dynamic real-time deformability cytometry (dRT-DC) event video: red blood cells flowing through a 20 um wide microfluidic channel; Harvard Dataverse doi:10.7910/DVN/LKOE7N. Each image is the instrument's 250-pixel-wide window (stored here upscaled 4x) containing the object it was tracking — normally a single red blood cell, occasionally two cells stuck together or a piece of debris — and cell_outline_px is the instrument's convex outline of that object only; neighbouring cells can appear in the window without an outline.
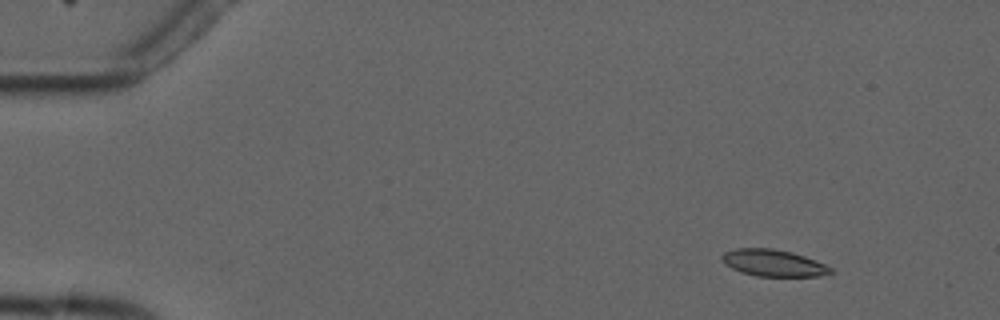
{"species": "common noctule bat (a hibernating species)", "species_latin": "Nyctalus noctula", "temperature_condition": "cold", "stored_images_in_passage": 6, "camera_frame_rate_fps": 3000, "um_per_image_px": 0.085, "animal": {"sex": "male", "forearm_length_mm": 52.5}, "frame": {"image": 1, "passage_image": 2, "time_ms": 1.0, "image_size_px": [1000, 320], "cell_outline_px": [[836, 272], [820, 276], [756, 276], [740, 272], [724, 264], [720, 260], [720, 256], [724, 252], [736, 248], [772, 248], [792, 252], [816, 260], [832, 268]], "centroid_in_image_um": [65.72, 22.35], "position_along_channel_um": 19.3, "area_um2": 17.17}}
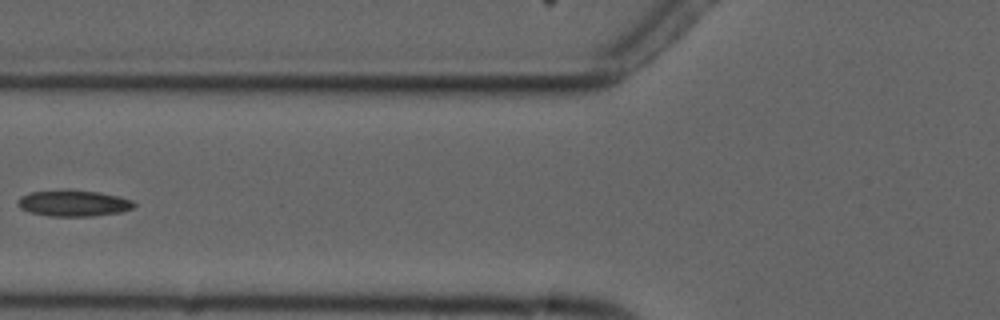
{"frame": {"image": 2, "passage_image": 6, "time_ms": 6.333, "image_size_px": [1000, 320], "cell_outline_px": [[136, 204], [132, 208], [120, 212], [92, 216], [48, 216], [28, 212], [20, 208], [16, 204], [16, 200], [20, 196], [28, 192], [64, 188], [68, 188], [100, 192], [132, 200]], "centroid_in_image_um": [6.16, 17.24], "position_along_channel_um": 119.6, "area_um2": 18.26}}